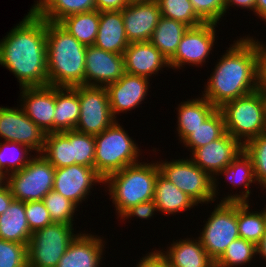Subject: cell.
Returning <instances> with one entry per match:
<instances>
[{
	"label": "cell",
	"instance_id": "cell-56",
	"mask_svg": "<svg viewBox=\"0 0 266 267\" xmlns=\"http://www.w3.org/2000/svg\"><path fill=\"white\" fill-rule=\"evenodd\" d=\"M260 188L266 189V179L259 185Z\"/></svg>",
	"mask_w": 266,
	"mask_h": 267
},
{
	"label": "cell",
	"instance_id": "cell-12",
	"mask_svg": "<svg viewBox=\"0 0 266 267\" xmlns=\"http://www.w3.org/2000/svg\"><path fill=\"white\" fill-rule=\"evenodd\" d=\"M216 27L217 23L210 22L189 27L181 38L175 55L169 60L170 68L180 70L185 65L202 67L206 60H209V55L216 44Z\"/></svg>",
	"mask_w": 266,
	"mask_h": 267
},
{
	"label": "cell",
	"instance_id": "cell-25",
	"mask_svg": "<svg viewBox=\"0 0 266 267\" xmlns=\"http://www.w3.org/2000/svg\"><path fill=\"white\" fill-rule=\"evenodd\" d=\"M200 97L180 102L176 108L178 119L176 131L179 142L193 133L217 109L209 100Z\"/></svg>",
	"mask_w": 266,
	"mask_h": 267
},
{
	"label": "cell",
	"instance_id": "cell-47",
	"mask_svg": "<svg viewBox=\"0 0 266 267\" xmlns=\"http://www.w3.org/2000/svg\"><path fill=\"white\" fill-rule=\"evenodd\" d=\"M96 10L103 11H119L123 10L128 4L126 0H94Z\"/></svg>",
	"mask_w": 266,
	"mask_h": 267
},
{
	"label": "cell",
	"instance_id": "cell-1",
	"mask_svg": "<svg viewBox=\"0 0 266 267\" xmlns=\"http://www.w3.org/2000/svg\"><path fill=\"white\" fill-rule=\"evenodd\" d=\"M0 65L20 88L48 85L46 20L30 11L0 39Z\"/></svg>",
	"mask_w": 266,
	"mask_h": 267
},
{
	"label": "cell",
	"instance_id": "cell-30",
	"mask_svg": "<svg viewBox=\"0 0 266 267\" xmlns=\"http://www.w3.org/2000/svg\"><path fill=\"white\" fill-rule=\"evenodd\" d=\"M59 24L85 46H91L96 40L99 27V11L93 10L73 14L62 19Z\"/></svg>",
	"mask_w": 266,
	"mask_h": 267
},
{
	"label": "cell",
	"instance_id": "cell-51",
	"mask_svg": "<svg viewBox=\"0 0 266 267\" xmlns=\"http://www.w3.org/2000/svg\"><path fill=\"white\" fill-rule=\"evenodd\" d=\"M257 255L266 262V231L260 242L257 244Z\"/></svg>",
	"mask_w": 266,
	"mask_h": 267
},
{
	"label": "cell",
	"instance_id": "cell-42",
	"mask_svg": "<svg viewBox=\"0 0 266 267\" xmlns=\"http://www.w3.org/2000/svg\"><path fill=\"white\" fill-rule=\"evenodd\" d=\"M190 2L196 14L204 22L219 24L225 15L224 0H190Z\"/></svg>",
	"mask_w": 266,
	"mask_h": 267
},
{
	"label": "cell",
	"instance_id": "cell-48",
	"mask_svg": "<svg viewBox=\"0 0 266 267\" xmlns=\"http://www.w3.org/2000/svg\"><path fill=\"white\" fill-rule=\"evenodd\" d=\"M225 2V13L229 11L228 9L231 7H239L242 9H247L253 11L255 13V5L256 0H224Z\"/></svg>",
	"mask_w": 266,
	"mask_h": 267
},
{
	"label": "cell",
	"instance_id": "cell-37",
	"mask_svg": "<svg viewBox=\"0 0 266 267\" xmlns=\"http://www.w3.org/2000/svg\"><path fill=\"white\" fill-rule=\"evenodd\" d=\"M72 145V160L77 165L94 167L95 138L75 129L62 132Z\"/></svg>",
	"mask_w": 266,
	"mask_h": 267
},
{
	"label": "cell",
	"instance_id": "cell-43",
	"mask_svg": "<svg viewBox=\"0 0 266 267\" xmlns=\"http://www.w3.org/2000/svg\"><path fill=\"white\" fill-rule=\"evenodd\" d=\"M25 212L32 233L53 223L43 201L25 202Z\"/></svg>",
	"mask_w": 266,
	"mask_h": 267
},
{
	"label": "cell",
	"instance_id": "cell-46",
	"mask_svg": "<svg viewBox=\"0 0 266 267\" xmlns=\"http://www.w3.org/2000/svg\"><path fill=\"white\" fill-rule=\"evenodd\" d=\"M155 250V251H154ZM146 253L140 258L136 267H168L165 257L159 252V249H154Z\"/></svg>",
	"mask_w": 266,
	"mask_h": 267
},
{
	"label": "cell",
	"instance_id": "cell-54",
	"mask_svg": "<svg viewBox=\"0 0 266 267\" xmlns=\"http://www.w3.org/2000/svg\"><path fill=\"white\" fill-rule=\"evenodd\" d=\"M149 1H153V0H126L127 4L149 2Z\"/></svg>",
	"mask_w": 266,
	"mask_h": 267
},
{
	"label": "cell",
	"instance_id": "cell-16",
	"mask_svg": "<svg viewBox=\"0 0 266 267\" xmlns=\"http://www.w3.org/2000/svg\"><path fill=\"white\" fill-rule=\"evenodd\" d=\"M244 151V145L229 133L211 143L193 150L189 159L214 177Z\"/></svg>",
	"mask_w": 266,
	"mask_h": 267
},
{
	"label": "cell",
	"instance_id": "cell-18",
	"mask_svg": "<svg viewBox=\"0 0 266 267\" xmlns=\"http://www.w3.org/2000/svg\"><path fill=\"white\" fill-rule=\"evenodd\" d=\"M150 88V79L125 73L118 81L106 89L111 112L116 120L119 113L132 111L143 104ZM143 101V102H142Z\"/></svg>",
	"mask_w": 266,
	"mask_h": 267
},
{
	"label": "cell",
	"instance_id": "cell-52",
	"mask_svg": "<svg viewBox=\"0 0 266 267\" xmlns=\"http://www.w3.org/2000/svg\"><path fill=\"white\" fill-rule=\"evenodd\" d=\"M6 183H7V176L2 171H0V189L6 186Z\"/></svg>",
	"mask_w": 266,
	"mask_h": 267
},
{
	"label": "cell",
	"instance_id": "cell-14",
	"mask_svg": "<svg viewBox=\"0 0 266 267\" xmlns=\"http://www.w3.org/2000/svg\"><path fill=\"white\" fill-rule=\"evenodd\" d=\"M103 184L104 179L94 167L71 165L55 169L53 190L69 199L77 207L89 198V193L97 184Z\"/></svg>",
	"mask_w": 266,
	"mask_h": 267
},
{
	"label": "cell",
	"instance_id": "cell-9",
	"mask_svg": "<svg viewBox=\"0 0 266 267\" xmlns=\"http://www.w3.org/2000/svg\"><path fill=\"white\" fill-rule=\"evenodd\" d=\"M55 167L41 154L34 157L20 171L7 176L6 185L15 200L42 201L53 190Z\"/></svg>",
	"mask_w": 266,
	"mask_h": 267
},
{
	"label": "cell",
	"instance_id": "cell-55",
	"mask_svg": "<svg viewBox=\"0 0 266 267\" xmlns=\"http://www.w3.org/2000/svg\"><path fill=\"white\" fill-rule=\"evenodd\" d=\"M263 93L264 99H265V103H266V89H258Z\"/></svg>",
	"mask_w": 266,
	"mask_h": 267
},
{
	"label": "cell",
	"instance_id": "cell-2",
	"mask_svg": "<svg viewBox=\"0 0 266 267\" xmlns=\"http://www.w3.org/2000/svg\"><path fill=\"white\" fill-rule=\"evenodd\" d=\"M237 38L215 64L202 96L217 109L258 89L256 38Z\"/></svg>",
	"mask_w": 266,
	"mask_h": 267
},
{
	"label": "cell",
	"instance_id": "cell-39",
	"mask_svg": "<svg viewBox=\"0 0 266 267\" xmlns=\"http://www.w3.org/2000/svg\"><path fill=\"white\" fill-rule=\"evenodd\" d=\"M42 201L49 211L53 223L74 225L75 211H78L77 208L80 207L54 190H51Z\"/></svg>",
	"mask_w": 266,
	"mask_h": 267
},
{
	"label": "cell",
	"instance_id": "cell-23",
	"mask_svg": "<svg viewBox=\"0 0 266 267\" xmlns=\"http://www.w3.org/2000/svg\"><path fill=\"white\" fill-rule=\"evenodd\" d=\"M159 252L165 257L168 267H215V261L208 255L200 240L184 238L171 243Z\"/></svg>",
	"mask_w": 266,
	"mask_h": 267
},
{
	"label": "cell",
	"instance_id": "cell-34",
	"mask_svg": "<svg viewBox=\"0 0 266 267\" xmlns=\"http://www.w3.org/2000/svg\"><path fill=\"white\" fill-rule=\"evenodd\" d=\"M41 155L56 169L75 165L72 160V145L62 132L47 133Z\"/></svg>",
	"mask_w": 266,
	"mask_h": 267
},
{
	"label": "cell",
	"instance_id": "cell-10",
	"mask_svg": "<svg viewBox=\"0 0 266 267\" xmlns=\"http://www.w3.org/2000/svg\"><path fill=\"white\" fill-rule=\"evenodd\" d=\"M198 239L208 255L216 262L228 245L239 238L237 202H221L214 206Z\"/></svg>",
	"mask_w": 266,
	"mask_h": 267
},
{
	"label": "cell",
	"instance_id": "cell-27",
	"mask_svg": "<svg viewBox=\"0 0 266 267\" xmlns=\"http://www.w3.org/2000/svg\"><path fill=\"white\" fill-rule=\"evenodd\" d=\"M153 200L158 211L167 215H175L198 206L186 193L179 190L172 182L167 180L161 173L155 182Z\"/></svg>",
	"mask_w": 266,
	"mask_h": 267
},
{
	"label": "cell",
	"instance_id": "cell-20",
	"mask_svg": "<svg viewBox=\"0 0 266 267\" xmlns=\"http://www.w3.org/2000/svg\"><path fill=\"white\" fill-rule=\"evenodd\" d=\"M224 178L228 180L229 185L232 184V188L241 187L245 190H241L239 194L236 192L235 194H227L225 197L222 198L221 202H249V198L251 190L250 187L253 184H258L254 175V167L251 157L243 151L240 153L239 156H237L230 165H227L223 170L219 171L214 177H213V192L215 195V200L219 197L217 195L220 193L218 191L219 188V176H223ZM218 189V190H217Z\"/></svg>",
	"mask_w": 266,
	"mask_h": 267
},
{
	"label": "cell",
	"instance_id": "cell-45",
	"mask_svg": "<svg viewBox=\"0 0 266 267\" xmlns=\"http://www.w3.org/2000/svg\"><path fill=\"white\" fill-rule=\"evenodd\" d=\"M258 58V89H266V44L256 40Z\"/></svg>",
	"mask_w": 266,
	"mask_h": 267
},
{
	"label": "cell",
	"instance_id": "cell-38",
	"mask_svg": "<svg viewBox=\"0 0 266 267\" xmlns=\"http://www.w3.org/2000/svg\"><path fill=\"white\" fill-rule=\"evenodd\" d=\"M161 16L182 22L189 27L199 26L204 21L196 14L190 0H156Z\"/></svg>",
	"mask_w": 266,
	"mask_h": 267
},
{
	"label": "cell",
	"instance_id": "cell-36",
	"mask_svg": "<svg viewBox=\"0 0 266 267\" xmlns=\"http://www.w3.org/2000/svg\"><path fill=\"white\" fill-rule=\"evenodd\" d=\"M257 255V245L242 238L232 241L222 256L215 262V267H240L248 265Z\"/></svg>",
	"mask_w": 266,
	"mask_h": 267
},
{
	"label": "cell",
	"instance_id": "cell-15",
	"mask_svg": "<svg viewBox=\"0 0 266 267\" xmlns=\"http://www.w3.org/2000/svg\"><path fill=\"white\" fill-rule=\"evenodd\" d=\"M125 74L123 54L87 46L85 55V86L107 87Z\"/></svg>",
	"mask_w": 266,
	"mask_h": 267
},
{
	"label": "cell",
	"instance_id": "cell-26",
	"mask_svg": "<svg viewBox=\"0 0 266 267\" xmlns=\"http://www.w3.org/2000/svg\"><path fill=\"white\" fill-rule=\"evenodd\" d=\"M79 115V86L55 87L54 132L75 129Z\"/></svg>",
	"mask_w": 266,
	"mask_h": 267
},
{
	"label": "cell",
	"instance_id": "cell-11",
	"mask_svg": "<svg viewBox=\"0 0 266 267\" xmlns=\"http://www.w3.org/2000/svg\"><path fill=\"white\" fill-rule=\"evenodd\" d=\"M79 102L80 115L75 130L95 136L116 121L106 87L79 86Z\"/></svg>",
	"mask_w": 266,
	"mask_h": 267
},
{
	"label": "cell",
	"instance_id": "cell-19",
	"mask_svg": "<svg viewBox=\"0 0 266 267\" xmlns=\"http://www.w3.org/2000/svg\"><path fill=\"white\" fill-rule=\"evenodd\" d=\"M123 22L127 40L149 42L161 17L156 0L128 4L123 10Z\"/></svg>",
	"mask_w": 266,
	"mask_h": 267
},
{
	"label": "cell",
	"instance_id": "cell-7",
	"mask_svg": "<svg viewBox=\"0 0 266 267\" xmlns=\"http://www.w3.org/2000/svg\"><path fill=\"white\" fill-rule=\"evenodd\" d=\"M158 161L160 173L197 204H209L215 200L213 177L186 158ZM163 161V162H162ZM211 201V202H210Z\"/></svg>",
	"mask_w": 266,
	"mask_h": 267
},
{
	"label": "cell",
	"instance_id": "cell-5",
	"mask_svg": "<svg viewBox=\"0 0 266 267\" xmlns=\"http://www.w3.org/2000/svg\"><path fill=\"white\" fill-rule=\"evenodd\" d=\"M127 132L116 120L106 130L94 136V168L103 179L139 162L142 149Z\"/></svg>",
	"mask_w": 266,
	"mask_h": 267
},
{
	"label": "cell",
	"instance_id": "cell-33",
	"mask_svg": "<svg viewBox=\"0 0 266 267\" xmlns=\"http://www.w3.org/2000/svg\"><path fill=\"white\" fill-rule=\"evenodd\" d=\"M226 133L225 121L220 109H216L193 133L189 134L181 143L192 152L205 146Z\"/></svg>",
	"mask_w": 266,
	"mask_h": 267
},
{
	"label": "cell",
	"instance_id": "cell-28",
	"mask_svg": "<svg viewBox=\"0 0 266 267\" xmlns=\"http://www.w3.org/2000/svg\"><path fill=\"white\" fill-rule=\"evenodd\" d=\"M31 236L25 202L14 199L7 210L0 215V239L28 245Z\"/></svg>",
	"mask_w": 266,
	"mask_h": 267
},
{
	"label": "cell",
	"instance_id": "cell-41",
	"mask_svg": "<svg viewBox=\"0 0 266 267\" xmlns=\"http://www.w3.org/2000/svg\"><path fill=\"white\" fill-rule=\"evenodd\" d=\"M0 267H28L27 245L0 239Z\"/></svg>",
	"mask_w": 266,
	"mask_h": 267
},
{
	"label": "cell",
	"instance_id": "cell-21",
	"mask_svg": "<svg viewBox=\"0 0 266 267\" xmlns=\"http://www.w3.org/2000/svg\"><path fill=\"white\" fill-rule=\"evenodd\" d=\"M123 56L125 73L131 75L152 79L162 68H170L168 59L150 41L131 42Z\"/></svg>",
	"mask_w": 266,
	"mask_h": 267
},
{
	"label": "cell",
	"instance_id": "cell-53",
	"mask_svg": "<svg viewBox=\"0 0 266 267\" xmlns=\"http://www.w3.org/2000/svg\"><path fill=\"white\" fill-rule=\"evenodd\" d=\"M44 0H37L35 1L34 5L31 6L30 11H34Z\"/></svg>",
	"mask_w": 266,
	"mask_h": 267
},
{
	"label": "cell",
	"instance_id": "cell-22",
	"mask_svg": "<svg viewBox=\"0 0 266 267\" xmlns=\"http://www.w3.org/2000/svg\"><path fill=\"white\" fill-rule=\"evenodd\" d=\"M103 238V236L79 231L59 260L57 267H101L100 263L103 262V252L107 243Z\"/></svg>",
	"mask_w": 266,
	"mask_h": 267
},
{
	"label": "cell",
	"instance_id": "cell-35",
	"mask_svg": "<svg viewBox=\"0 0 266 267\" xmlns=\"http://www.w3.org/2000/svg\"><path fill=\"white\" fill-rule=\"evenodd\" d=\"M32 152L24 144L0 140V170L6 176L22 170L34 157Z\"/></svg>",
	"mask_w": 266,
	"mask_h": 267
},
{
	"label": "cell",
	"instance_id": "cell-24",
	"mask_svg": "<svg viewBox=\"0 0 266 267\" xmlns=\"http://www.w3.org/2000/svg\"><path fill=\"white\" fill-rule=\"evenodd\" d=\"M122 10L99 12V27L94 46L115 54L128 47Z\"/></svg>",
	"mask_w": 266,
	"mask_h": 267
},
{
	"label": "cell",
	"instance_id": "cell-49",
	"mask_svg": "<svg viewBox=\"0 0 266 267\" xmlns=\"http://www.w3.org/2000/svg\"><path fill=\"white\" fill-rule=\"evenodd\" d=\"M14 197L12 196L10 188L6 185L0 189V215H2L10 206Z\"/></svg>",
	"mask_w": 266,
	"mask_h": 267
},
{
	"label": "cell",
	"instance_id": "cell-29",
	"mask_svg": "<svg viewBox=\"0 0 266 267\" xmlns=\"http://www.w3.org/2000/svg\"><path fill=\"white\" fill-rule=\"evenodd\" d=\"M189 26L174 19L160 17L150 42L168 59L175 55L181 38Z\"/></svg>",
	"mask_w": 266,
	"mask_h": 267
},
{
	"label": "cell",
	"instance_id": "cell-31",
	"mask_svg": "<svg viewBox=\"0 0 266 267\" xmlns=\"http://www.w3.org/2000/svg\"><path fill=\"white\" fill-rule=\"evenodd\" d=\"M249 204L251 202H237L238 233L240 238L257 245L266 231V212L252 211Z\"/></svg>",
	"mask_w": 266,
	"mask_h": 267
},
{
	"label": "cell",
	"instance_id": "cell-3",
	"mask_svg": "<svg viewBox=\"0 0 266 267\" xmlns=\"http://www.w3.org/2000/svg\"><path fill=\"white\" fill-rule=\"evenodd\" d=\"M48 85L85 86L87 46L70 35L59 23L46 21Z\"/></svg>",
	"mask_w": 266,
	"mask_h": 267
},
{
	"label": "cell",
	"instance_id": "cell-4",
	"mask_svg": "<svg viewBox=\"0 0 266 267\" xmlns=\"http://www.w3.org/2000/svg\"><path fill=\"white\" fill-rule=\"evenodd\" d=\"M148 162L128 165L104 179L117 219L130 207L153 199L160 170L157 161Z\"/></svg>",
	"mask_w": 266,
	"mask_h": 267
},
{
	"label": "cell",
	"instance_id": "cell-13",
	"mask_svg": "<svg viewBox=\"0 0 266 267\" xmlns=\"http://www.w3.org/2000/svg\"><path fill=\"white\" fill-rule=\"evenodd\" d=\"M18 106H0V138L3 141L24 144L36 154H41L46 133L30 120L20 105Z\"/></svg>",
	"mask_w": 266,
	"mask_h": 267
},
{
	"label": "cell",
	"instance_id": "cell-6",
	"mask_svg": "<svg viewBox=\"0 0 266 267\" xmlns=\"http://www.w3.org/2000/svg\"><path fill=\"white\" fill-rule=\"evenodd\" d=\"M219 109L224 117L226 132L243 145L266 133V103L260 90L229 101Z\"/></svg>",
	"mask_w": 266,
	"mask_h": 267
},
{
	"label": "cell",
	"instance_id": "cell-8",
	"mask_svg": "<svg viewBox=\"0 0 266 267\" xmlns=\"http://www.w3.org/2000/svg\"><path fill=\"white\" fill-rule=\"evenodd\" d=\"M71 224L52 223L32 233L27 245L28 267H57L79 233Z\"/></svg>",
	"mask_w": 266,
	"mask_h": 267
},
{
	"label": "cell",
	"instance_id": "cell-40",
	"mask_svg": "<svg viewBox=\"0 0 266 267\" xmlns=\"http://www.w3.org/2000/svg\"><path fill=\"white\" fill-rule=\"evenodd\" d=\"M244 151L251 157L256 181L261 184L266 179V133L249 140Z\"/></svg>",
	"mask_w": 266,
	"mask_h": 267
},
{
	"label": "cell",
	"instance_id": "cell-50",
	"mask_svg": "<svg viewBox=\"0 0 266 267\" xmlns=\"http://www.w3.org/2000/svg\"><path fill=\"white\" fill-rule=\"evenodd\" d=\"M255 15L266 23V0H256Z\"/></svg>",
	"mask_w": 266,
	"mask_h": 267
},
{
	"label": "cell",
	"instance_id": "cell-17",
	"mask_svg": "<svg viewBox=\"0 0 266 267\" xmlns=\"http://www.w3.org/2000/svg\"><path fill=\"white\" fill-rule=\"evenodd\" d=\"M20 91L24 113L46 134L54 132L55 86L22 87Z\"/></svg>",
	"mask_w": 266,
	"mask_h": 267
},
{
	"label": "cell",
	"instance_id": "cell-32",
	"mask_svg": "<svg viewBox=\"0 0 266 267\" xmlns=\"http://www.w3.org/2000/svg\"><path fill=\"white\" fill-rule=\"evenodd\" d=\"M93 10L94 0H44L34 11L46 21L59 23L67 16Z\"/></svg>",
	"mask_w": 266,
	"mask_h": 267
},
{
	"label": "cell",
	"instance_id": "cell-44",
	"mask_svg": "<svg viewBox=\"0 0 266 267\" xmlns=\"http://www.w3.org/2000/svg\"><path fill=\"white\" fill-rule=\"evenodd\" d=\"M155 212L158 213L159 211L155 201L152 199L130 207L119 218L123 221L132 217H135L136 219L150 220L149 218H153L156 214Z\"/></svg>",
	"mask_w": 266,
	"mask_h": 267
}]
</instances>
